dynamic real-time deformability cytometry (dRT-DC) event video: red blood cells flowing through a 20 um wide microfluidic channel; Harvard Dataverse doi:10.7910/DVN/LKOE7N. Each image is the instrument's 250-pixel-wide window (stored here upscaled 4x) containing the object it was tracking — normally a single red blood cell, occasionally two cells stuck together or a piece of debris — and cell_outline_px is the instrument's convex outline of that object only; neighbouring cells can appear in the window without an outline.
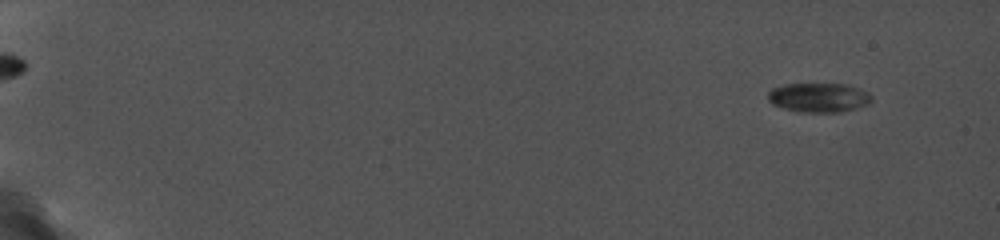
{"species": "common noctule bat (a hibernating species)", "species_latin": "Nyctalus noctula", "temperature_condition": "cold", "stored_images_in_passage": 47, "camera_frame_rate_fps": 5000, "um_per_image_px": 0.085, "animal": {"sex": "female", "body_mass_g": 19.0, "forearm_length_mm": 56.7}, "frame": {"image": 1, "passage_image": 5, "time_ms": 1.6, "image_size_px": [1000, 240], "cell_outline_px": [[872, 100], [868, 104], [856, 108], [840, 112], [800, 112], [784, 108], [772, 104], [768, 100], [768, 92], [772, 88], [784, 84], [844, 84], [868, 92], [872, 96]], "centroid_in_image_um": [69.58, 8.29], "position_along_channel_um": 15.4, "area_um2": 17.63}}
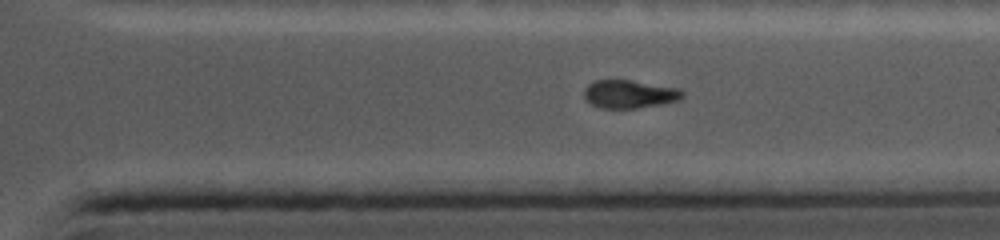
{"frame": {"image": 2, "passage_image": 40, "time_ms": 15.2, "image_size_px": [1000, 240], "cell_outline_px": [[684, 96], [680, 100], [664, 104], [636, 108], [600, 108], [592, 104], [584, 96], [584, 88], [588, 84], [596, 80], [632, 80], [680, 88], [684, 92]], "centroid_in_image_um": [53.55, 7.99], "position_along_channel_um": 357.9, "area_um2": 16.3}}
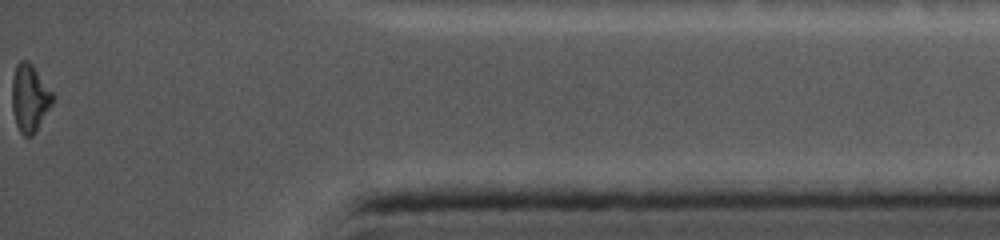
{"frame": {"image": 3, "passage_image": 47, "time_ms": 17.8, "image_size_px": [1000, 240], "cell_outline_px": [[56, 96], [52, 104], [36, 132], [32, 136], [24, 136], [20, 132], [16, 124], [12, 108], [12, 76], [16, 64], [20, 60], [28, 60], [32, 64]], "centroid_in_image_um": [2.53, 8.32], "position_along_channel_um": 432.7, "area_um2": 16.24}, "authors_computed_cell_mechanics": {"area_um2": 17.6868, "velocity_mm_per_s": 3.786, "shape_relaxation_time_tau1_ms": null, "shape_relaxation_time_tau2_ms": 10.469, "deformation_change_tau1": null, "deformation_change_tau2": 0.1126}}